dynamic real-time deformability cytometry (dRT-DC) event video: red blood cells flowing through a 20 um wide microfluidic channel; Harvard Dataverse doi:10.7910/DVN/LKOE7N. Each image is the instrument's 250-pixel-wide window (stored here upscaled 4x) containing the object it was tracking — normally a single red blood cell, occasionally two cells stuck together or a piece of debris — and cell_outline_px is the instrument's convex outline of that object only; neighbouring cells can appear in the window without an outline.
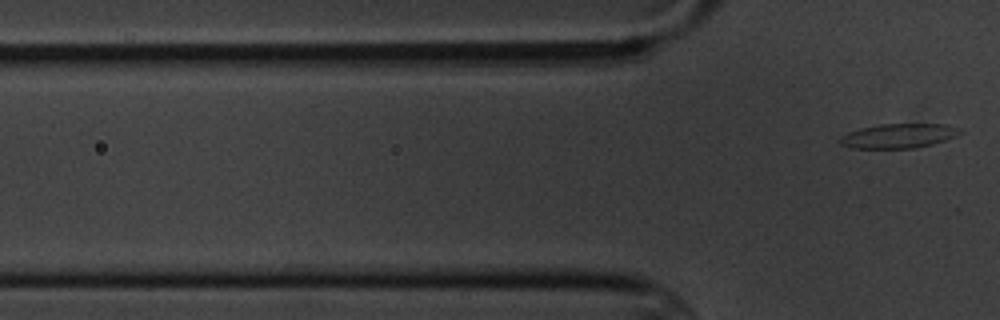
{"species": "common noctule bat (a hibernating species)", "species_latin": "Nyctalus noctula", "temperature_condition": "cold", "stored_images_in_passage": 3, "segment_of_instrument_passage": [2, 2], "camera_frame_rate_fps": 3000, "um_per_image_px": 0.085, "animal": {"sex": "male", "body_mass_g": 20.1, "forearm_length_mm": 53.5}, "frame": {"image": 1, "passage_image": 3, "time_ms": 2.333, "image_size_px": [1000, 320], "cell_outline_px": [[964, 132], [956, 136], [932, 144], [912, 148], [852, 148], [840, 144], [836, 140], [840, 136], [848, 132], [860, 128], [880, 124], [944, 124], [956, 128]], "centroid_in_image_um": [76.31, 11.55], "position_along_channel_um": 49.5, "area_um2": 17.05}}